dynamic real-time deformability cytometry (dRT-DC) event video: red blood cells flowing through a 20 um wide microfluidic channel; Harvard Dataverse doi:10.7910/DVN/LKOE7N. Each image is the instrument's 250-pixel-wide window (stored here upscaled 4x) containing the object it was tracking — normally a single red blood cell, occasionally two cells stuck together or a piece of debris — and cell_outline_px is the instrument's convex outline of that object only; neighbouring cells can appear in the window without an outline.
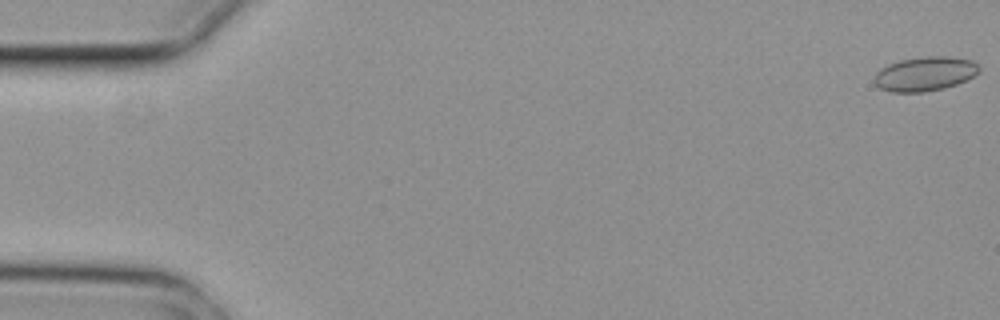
{"species": "common noctule bat (a hibernating species)", "species_latin": "Nyctalus noctula", "temperature_condition": "cold", "stored_images_in_passage": 7, "camera_frame_rate_fps": 3000, "um_per_image_px": 0.085, "animal": {"sex": "female", "body_mass_g": 29.2, "forearm_length_mm": 56.3}, "frame": {"image": 1, "passage_image": 1, "time_ms": 0.0, "image_size_px": [1000, 320], "cell_outline_px": [[980, 72], [956, 84], [944, 88], [924, 92], [892, 92], [880, 88], [872, 80], [876, 72], [880, 68], [888, 64], [900, 60], [924, 56], [948, 56], [972, 60], [980, 68]], "centroid_in_image_um": [78.58, 6.27], "position_along_channel_um": 6.4, "area_um2": 20.98}}
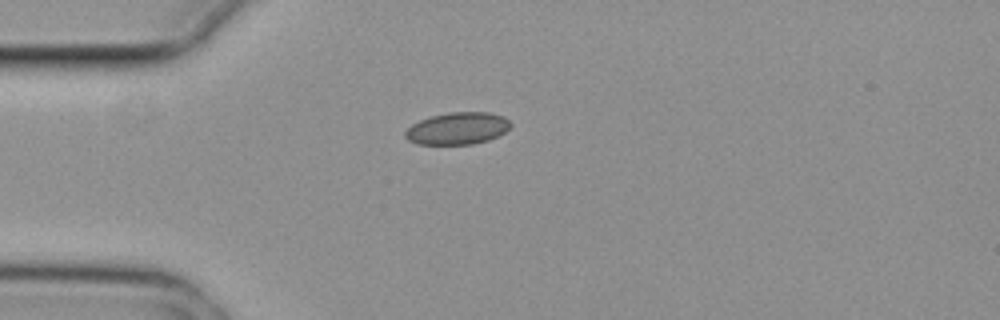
{"frame": {"image": 2, "passage_image": 5, "time_ms": 1.333, "image_size_px": [1000, 320], "cell_outline_px": [[512, 124], [504, 132], [488, 140], [472, 144], [416, 144], [408, 140], [404, 136], [404, 132], [412, 124], [428, 116], [448, 112], [488, 112], [504, 116]], "centroid_in_image_um": [38.86, 10.9], "position_along_channel_um": 46.1, "area_um2": 19.77}}
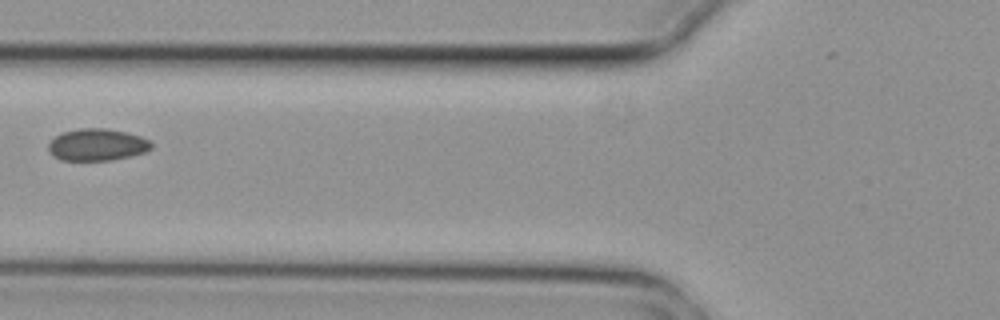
{"frame": {"image": 3, "passage_image": 7, "time_ms": 2.0, "image_size_px": [1000, 320], "cell_outline_px": [[152, 148], [144, 152], [132, 156], [112, 160], [60, 160], [48, 148], [48, 144], [56, 136], [64, 132], [80, 128], [108, 128], [140, 136], [148, 140], [152, 144]], "centroid_in_image_um": [8.28, 12.3], "position_along_channel_um": 117.5, "area_um2": 18.96}}